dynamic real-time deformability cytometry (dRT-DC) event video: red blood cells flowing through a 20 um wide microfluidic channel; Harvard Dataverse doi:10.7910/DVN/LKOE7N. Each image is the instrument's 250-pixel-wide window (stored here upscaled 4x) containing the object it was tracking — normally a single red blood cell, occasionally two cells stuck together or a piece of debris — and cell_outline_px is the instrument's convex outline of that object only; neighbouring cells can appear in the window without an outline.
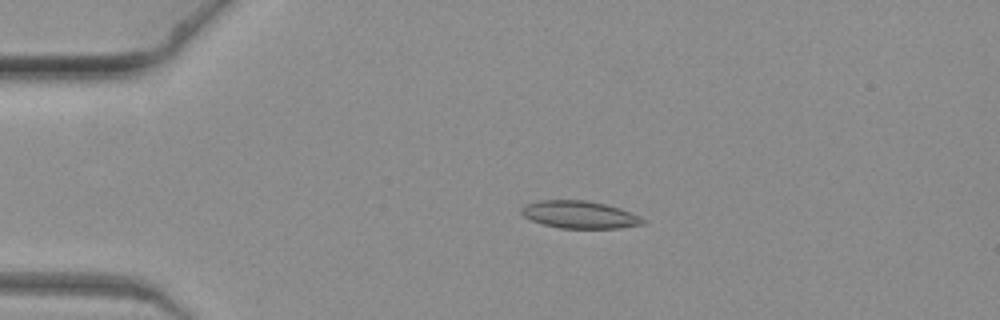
{"species": "common noctule bat (a hibernating species)", "species_latin": "Nyctalus noctula", "temperature_condition": "warm", "stored_images_in_passage": 10, "camera_frame_rate_fps": 3000, "um_per_image_px": 0.085, "animal": {"sex": "female", "body_mass_g": 19.3, "forearm_length_mm": 54.1}, "frame": {"image": 1, "passage_image": 1, "time_ms": 0.0, "image_size_px": [1000, 320], "cell_outline_px": [[648, 220], [644, 224], [620, 228], [560, 228], [544, 224], [532, 220], [524, 216], [520, 212], [520, 208], [524, 204], [540, 200], [584, 200], [604, 204], [620, 208], [640, 216]], "centroid_in_image_um": [49.28, 18.24], "position_along_channel_um": 35.7, "area_um2": 19.48}}
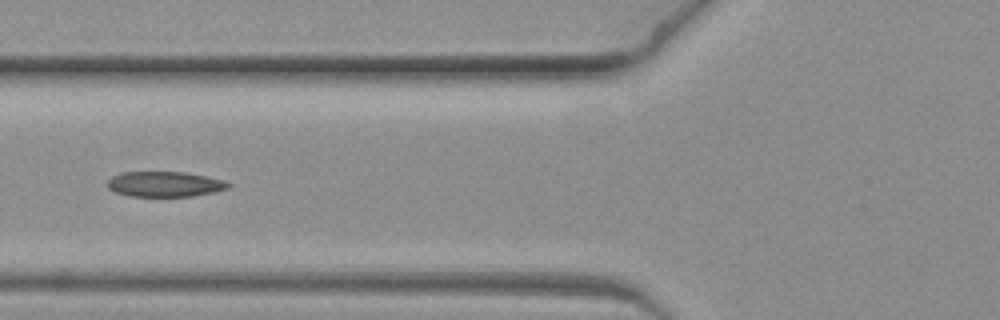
{"frame": {"image": 2, "passage_image": 5, "time_ms": 1.333, "image_size_px": [1000, 320], "cell_outline_px": [[232, 184], [228, 188], [212, 192], [192, 196], [128, 196], [116, 192], [108, 188], [108, 180], [112, 176], [120, 172], [184, 172], [204, 176], [220, 180]], "centroid_in_image_um": [13.95, 15.65], "position_along_channel_um": 111.9, "area_um2": 17.57}}
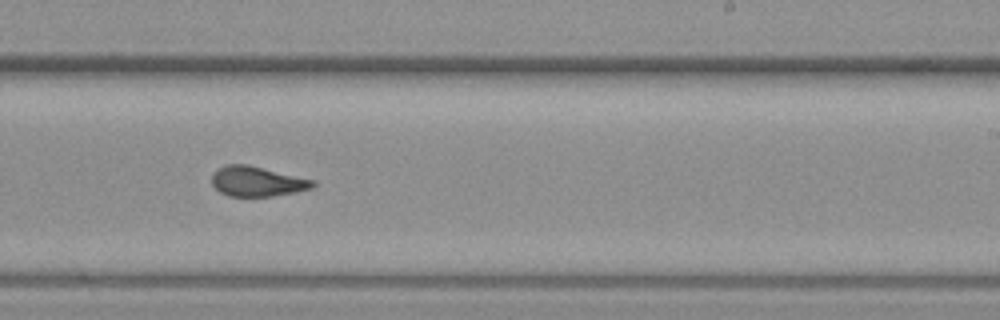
{"frame": {"image": 3, "passage_image": 9, "time_ms": 2.667, "image_size_px": [1000, 320], "cell_outline_px": [[316, 184], [312, 188], [296, 192], [272, 196], [228, 196], [220, 192], [212, 184], [212, 172], [216, 168], [224, 164], [248, 164], [316, 180]], "centroid_in_image_um": [21.85, 15.4], "position_along_channel_um": 267.2, "area_um2": 17.92}}